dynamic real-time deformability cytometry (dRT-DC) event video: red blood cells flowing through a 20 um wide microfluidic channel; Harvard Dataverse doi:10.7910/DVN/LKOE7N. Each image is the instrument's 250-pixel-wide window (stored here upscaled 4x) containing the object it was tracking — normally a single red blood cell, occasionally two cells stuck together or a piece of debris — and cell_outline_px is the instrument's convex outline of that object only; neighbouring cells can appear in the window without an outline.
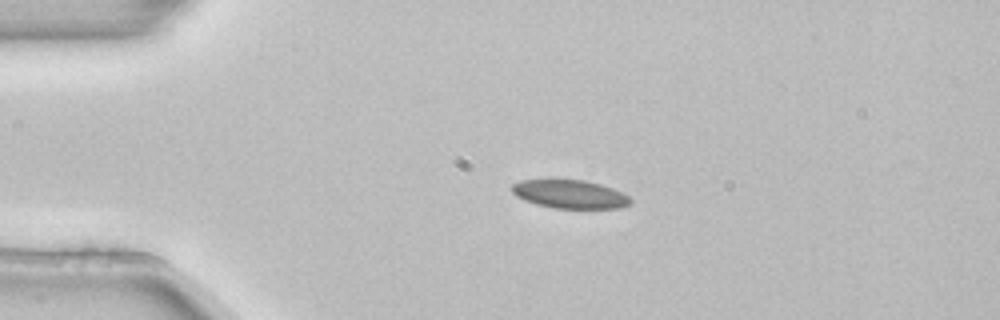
{"species": "common noctule bat (a hibernating species)", "species_latin": "Nyctalus noctula", "temperature_condition": "room temperature", "stored_images_in_passage": 2, "camera_frame_rate_fps": 3000, "um_per_image_px": 0.085, "animal": {"sex": "female", "body_mass_g": 22.7, "forearm_length_mm": 54.2}, "frame": {"image": 1, "passage_image": 1, "time_ms": 0.0, "image_size_px": [1000, 320], "cell_outline_px": [[632, 204], [620, 208], [552, 208], [536, 204], [524, 200], [516, 196], [512, 192], [512, 184], [520, 180], [584, 180], [600, 184], [612, 188], [628, 196], [632, 200]], "centroid_in_image_um": [48.44, 16.51], "position_along_channel_um": 36.6, "area_um2": 19.59}}